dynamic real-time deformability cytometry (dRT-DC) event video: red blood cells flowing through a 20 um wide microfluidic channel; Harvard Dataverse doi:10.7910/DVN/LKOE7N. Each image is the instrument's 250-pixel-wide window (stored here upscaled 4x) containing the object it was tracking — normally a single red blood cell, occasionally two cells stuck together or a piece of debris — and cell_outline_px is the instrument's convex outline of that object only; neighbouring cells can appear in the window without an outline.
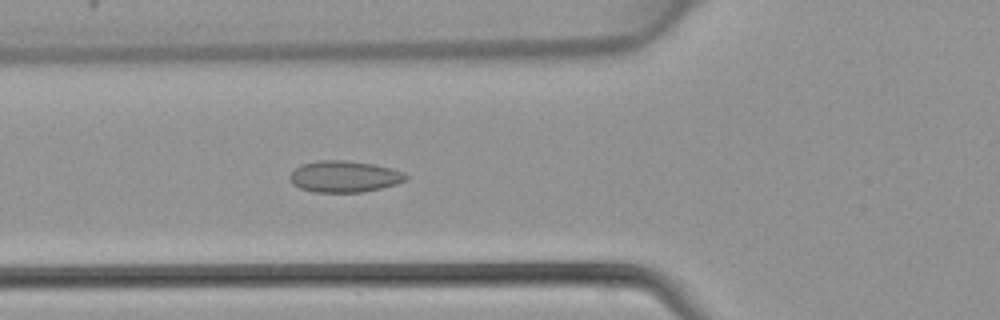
{"species": "common noctule bat (a hibernating species)", "species_latin": "Nyctalus noctula", "temperature_condition": "warm", "stored_images_in_passage": 44, "camera_frame_rate_fps": 3000, "um_per_image_px": 0.085, "animal": {"sex": "female", "body_mass_g": 22.7, "forearm_length_mm": 54.2}, "frame": {"image": 1, "passage_image": 16, "time_ms": 5.0, "image_size_px": [1000, 320], "cell_outline_px": [[408, 176], [404, 180], [396, 184], [380, 188], [360, 192], [312, 192], [300, 188], [292, 184], [288, 176], [300, 164], [316, 160], [344, 160], [372, 164], [392, 168], [404, 172]], "centroid_in_image_um": [29.22, 15.0], "position_along_channel_um": 96.6, "area_um2": 21.27}}
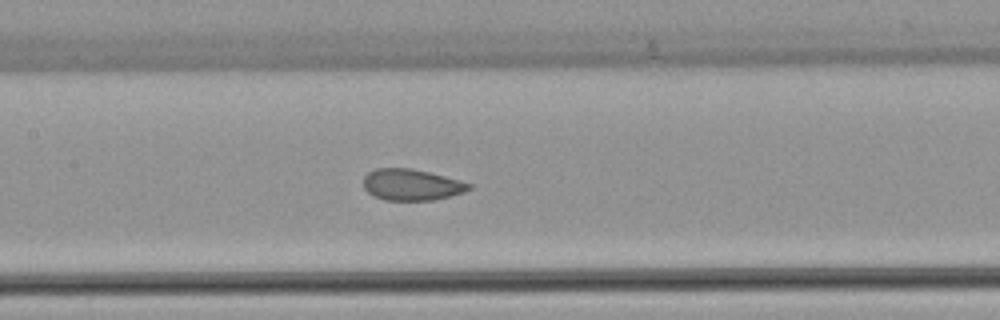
{"frame": {"image": 2, "passage_image": 21, "time_ms": 6.667, "image_size_px": [1000, 320], "cell_outline_px": [[472, 188], [464, 192], [432, 200], [384, 200], [368, 192], [364, 188], [364, 176], [368, 172], [376, 168], [412, 168], [460, 180], [472, 184]], "centroid_in_image_um": [34.98, 15.69], "position_along_channel_um": 172.4, "area_um2": 19.13}}
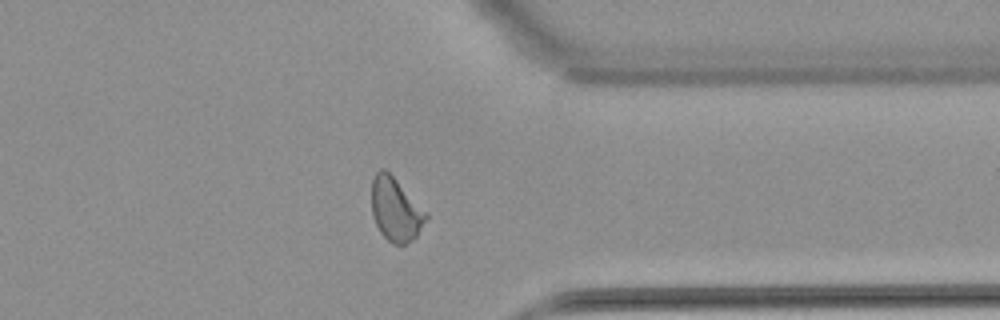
{"frame": {"image": 3, "passage_image": 35, "time_ms": 11.333, "image_size_px": [1000, 320], "cell_outline_px": [[428, 216], [416, 236], [412, 240], [404, 244], [392, 244], [380, 232], [372, 216], [372, 180], [376, 172], [380, 168], [384, 168], [428, 212]], "centroid_in_image_um": [33.62, 17.81], "position_along_channel_um": 377.8, "area_um2": 19.94}}